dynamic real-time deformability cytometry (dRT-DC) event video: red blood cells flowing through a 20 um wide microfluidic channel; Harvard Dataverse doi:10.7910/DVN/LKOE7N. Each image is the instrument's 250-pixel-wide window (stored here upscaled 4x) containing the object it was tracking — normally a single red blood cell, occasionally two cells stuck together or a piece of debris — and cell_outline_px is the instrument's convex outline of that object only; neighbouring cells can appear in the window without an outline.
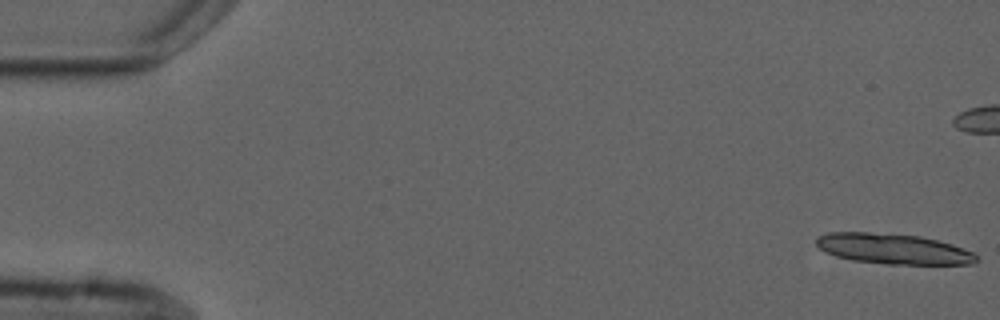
{"species": "common noctule bat (a hibernating species)", "species_latin": "Nyctalus noctula", "temperature_condition": "cold", "stored_images_in_passage": 6, "camera_frame_rate_fps": 3000, "um_per_image_px": 0.085, "animal": {"sex": "male", "forearm_length_mm": 52.5}, "frame": {"image": 1, "passage_image": 1, "time_ms": 0.0, "image_size_px": [1000, 320], "cell_outline_px": [[980, 260], [972, 264], [888, 264], [852, 260], [836, 256], [820, 248], [816, 244], [816, 236], [828, 232], [868, 232], [920, 236], [952, 244], [964, 248], [972, 252]], "centroid_in_image_um": [75.93, 21.15], "position_along_channel_um": 9.1, "area_um2": 28.26}}
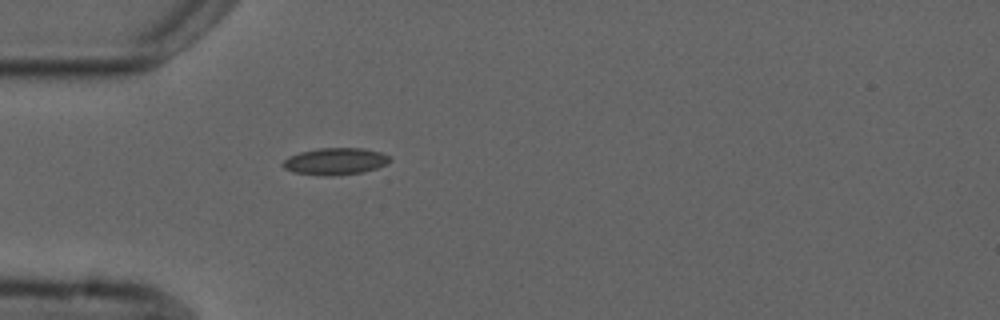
{"frame": {"image": 2, "passage_image": 6, "time_ms": 6.333, "image_size_px": [1000, 320], "cell_outline_px": [[392, 160], [388, 164], [364, 172], [332, 176], [324, 176], [292, 172], [284, 168], [280, 164], [288, 156], [300, 152], [320, 148], [364, 148], [380, 152], [392, 156]], "centroid_in_image_um": [28.52, 13.72], "position_along_channel_um": 56.5, "area_um2": 17.05}}